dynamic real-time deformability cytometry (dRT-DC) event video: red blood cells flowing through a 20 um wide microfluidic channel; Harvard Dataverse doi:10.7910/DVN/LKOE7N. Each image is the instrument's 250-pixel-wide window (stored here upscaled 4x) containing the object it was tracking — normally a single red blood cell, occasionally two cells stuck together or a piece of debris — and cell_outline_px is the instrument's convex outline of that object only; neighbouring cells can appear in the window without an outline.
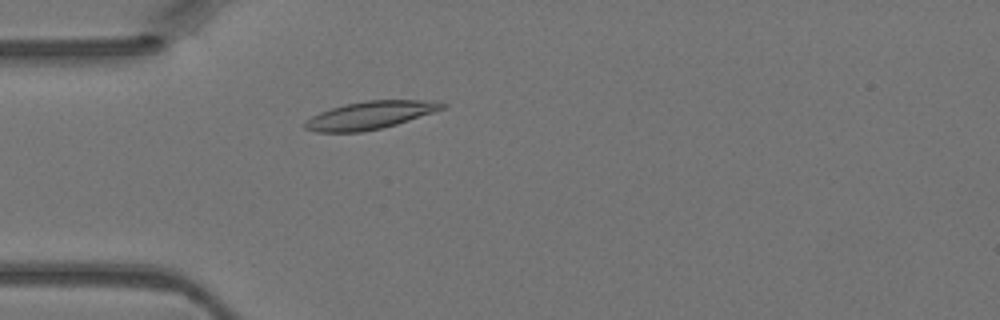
{"species": "Egyptian fruit bat (a non-hibernating species)", "species_latin": "Rousettus aegyptiacus", "temperature_condition": "warm", "stored_images_in_passage": 1, "camera_frame_rate_fps": 3000, "um_per_image_px": 0.085, "animal": {"sex": "female"}, "frame": {"image": 1, "passage_image": 1, "time_ms": 0.0, "image_size_px": [1000, 320], "cell_outline_px": [[448, 104], [444, 108], [396, 124], [380, 128], [360, 132], [316, 132], [304, 128], [304, 124], [312, 116], [320, 112], [344, 104], [368, 100], [436, 100]], "centroid_in_image_um": [31.47, 9.78], "position_along_channel_um": 53.5, "area_um2": 21.96}}